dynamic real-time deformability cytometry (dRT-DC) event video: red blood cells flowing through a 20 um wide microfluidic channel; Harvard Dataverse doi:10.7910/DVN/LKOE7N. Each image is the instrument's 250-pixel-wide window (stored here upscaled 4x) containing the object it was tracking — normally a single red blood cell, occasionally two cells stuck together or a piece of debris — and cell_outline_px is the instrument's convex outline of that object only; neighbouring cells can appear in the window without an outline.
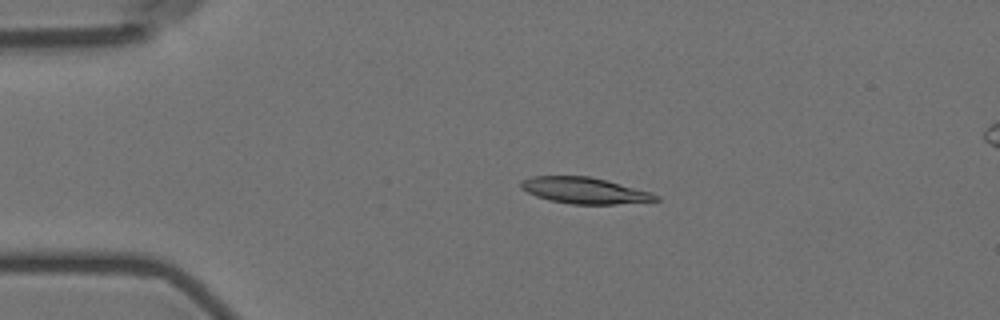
{"species": "Egyptian fruit bat (a non-hibernating species)", "species_latin": "Rousettus aegyptiacus", "temperature_condition": "room temperature", "stored_images_in_passage": 10, "camera_frame_rate_fps": 3000, "um_per_image_px": 0.085, "animal": {"sex": "female"}, "frame": {"image": 1, "passage_image": 4, "time_ms": 3.667, "image_size_px": [1000, 320], "cell_outline_px": [[660, 200], [616, 204], [572, 204], [548, 200], [536, 196], [520, 188], [520, 180], [532, 176], [588, 176], [608, 180], [652, 192], [660, 196]], "centroid_in_image_um": [49.69, 16.19], "position_along_channel_um": 35.3, "area_um2": 20.75}}
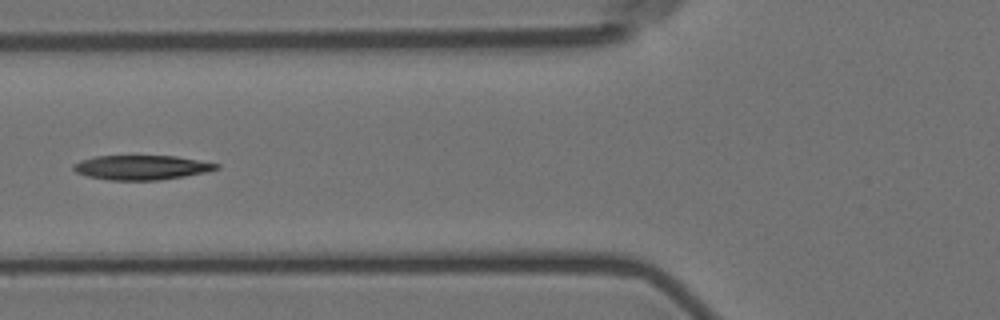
{"frame": {"image": 2, "passage_image": 7, "time_ms": 7.0, "image_size_px": [1000, 320], "cell_outline_px": [[220, 168], [204, 172], [184, 176], [160, 180], [108, 180], [88, 176], [76, 172], [72, 168], [72, 164], [80, 160], [96, 156], [176, 156], [220, 164]], "centroid_in_image_um": [12.0, 14.23], "position_along_channel_um": 113.8, "area_um2": 20.35}}
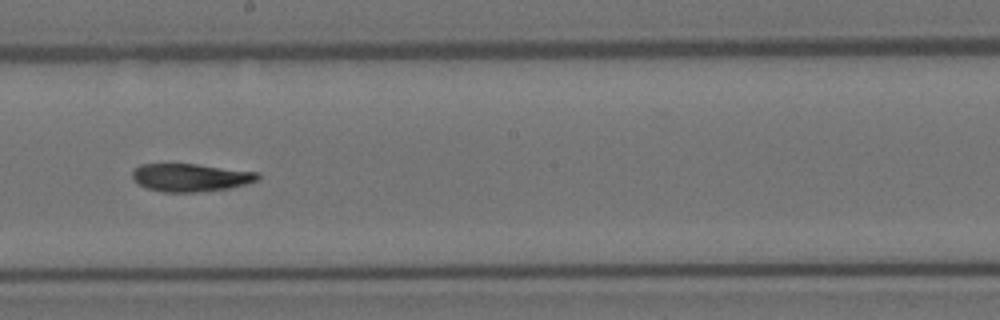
{"frame": {"image": 3, "passage_image": 10, "time_ms": 10.333, "image_size_px": [1000, 320], "cell_outline_px": [[260, 180], [228, 188], [196, 192], [164, 192], [148, 188], [136, 184], [132, 180], [132, 172], [140, 164], [196, 164], [260, 172]], "centroid_in_image_um": [16.19, 15.08], "position_along_channel_um": 232.0, "area_um2": 20.46}}